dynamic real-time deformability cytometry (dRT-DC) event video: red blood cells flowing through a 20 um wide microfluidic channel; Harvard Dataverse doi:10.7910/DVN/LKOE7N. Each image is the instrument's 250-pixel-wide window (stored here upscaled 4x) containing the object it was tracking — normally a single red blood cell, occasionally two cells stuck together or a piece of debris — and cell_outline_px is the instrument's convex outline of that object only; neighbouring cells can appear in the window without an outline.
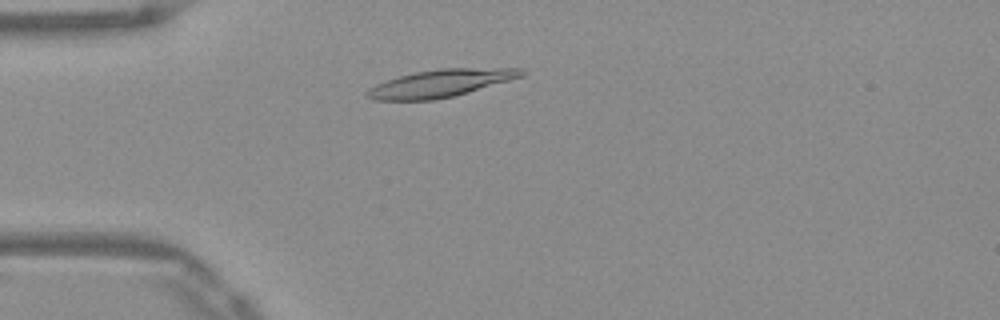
{"species": "Egyptian fruit bat (a non-hibernating species)", "species_latin": "Rousettus aegyptiacus", "temperature_condition": "warm", "stored_images_in_passage": 47, "camera_frame_rate_fps": 3000, "um_per_image_px": 0.085, "frame": {"image": 1, "passage_image": 9, "time_ms": 2.667, "image_size_px": [1000, 320], "cell_outline_px": [[528, 72], [524, 76], [468, 92], [436, 100], [372, 100], [364, 96], [364, 92], [368, 88], [376, 84], [412, 72], [440, 68], [524, 68]], "centroid_in_image_um": [37.44, 7.07], "position_along_channel_um": 47.6, "area_um2": 24.91}}
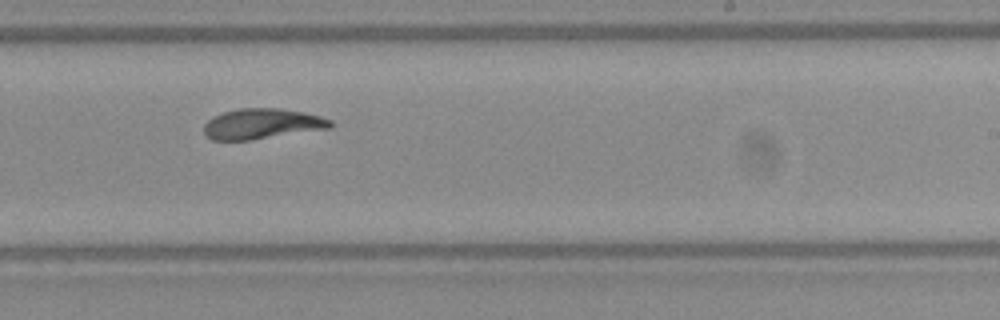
{"frame": {"image": 2, "passage_image": 27, "time_ms": 8.667, "image_size_px": [1000, 320], "cell_outline_px": [[332, 124], [328, 128], [248, 140], [212, 140], [204, 136], [204, 124], [212, 116], [224, 112], [240, 108], [280, 108], [304, 112], [320, 116], [332, 120]], "centroid_in_image_um": [22.22, 10.51], "position_along_channel_um": 266.8, "area_um2": 22.25}}
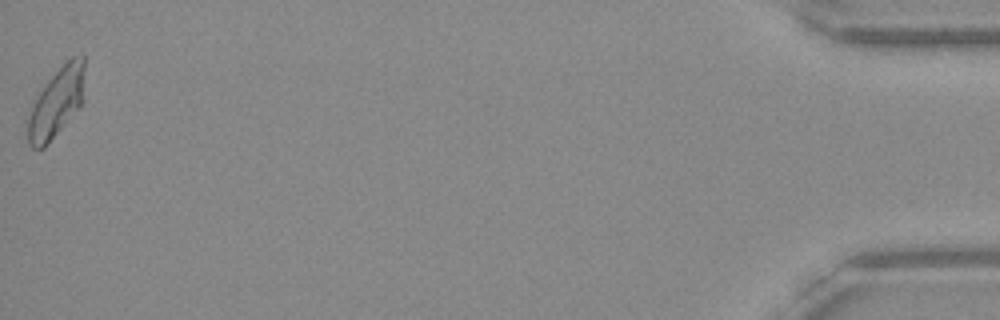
{"frame": {"image": 3, "passage_image": 47, "time_ms": 15.333, "image_size_px": [1000, 320], "cell_outline_px": [[84, 100], [80, 108], [44, 148], [32, 148], [28, 144], [24, 120], [32, 100], [48, 80], [72, 56], [84, 56]], "centroid_in_image_um": [4.74, 8.78], "position_along_channel_um": 430.5, "area_um2": 23.76}, "authors_computed_cell_mechanics": {"area_um2": 22.9466, "velocity_mm_per_s": 3.9022, "shape_relaxation_time_tau1_ms": 5.2358, "shape_relaxation_time_tau2_ms": 2.0136, "deformation_change_tau1": 0.203, "deformation_change_tau2": 0.0952}}